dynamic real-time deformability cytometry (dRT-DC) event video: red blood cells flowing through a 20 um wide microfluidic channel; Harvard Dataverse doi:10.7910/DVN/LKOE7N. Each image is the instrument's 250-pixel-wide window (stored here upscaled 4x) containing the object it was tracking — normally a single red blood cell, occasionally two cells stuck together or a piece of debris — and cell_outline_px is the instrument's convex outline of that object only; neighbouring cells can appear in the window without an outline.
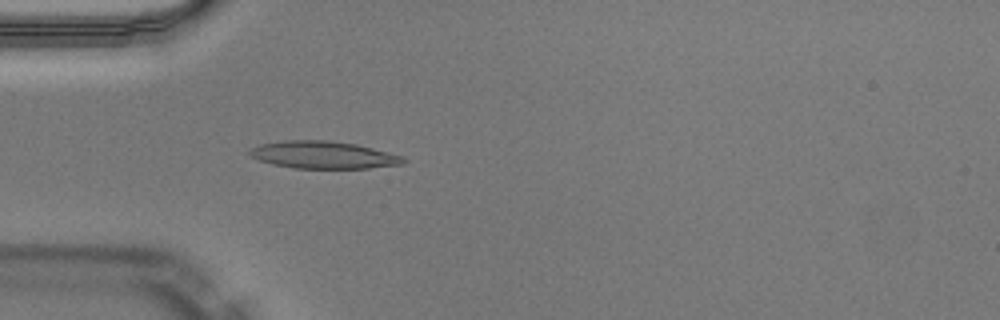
{"species": "Egyptian fruit bat (a non-hibernating species)", "species_latin": "Rousettus aegyptiacus", "temperature_condition": "warm", "stored_images_in_passage": 47, "camera_frame_rate_fps": 3000, "um_per_image_px": 0.085, "animal": {"sex": "male"}, "frame": {"image": 1, "passage_image": 12, "time_ms": 3.667, "image_size_px": [1000, 320], "cell_outline_px": [[408, 160], [404, 164], [368, 168], [296, 168], [272, 164], [260, 160], [252, 156], [248, 152], [252, 148], [260, 144], [284, 140], [324, 140], [356, 144], [404, 156]], "centroid_in_image_um": [27.53, 13.17], "position_along_channel_um": 57.5, "area_um2": 24.39}}
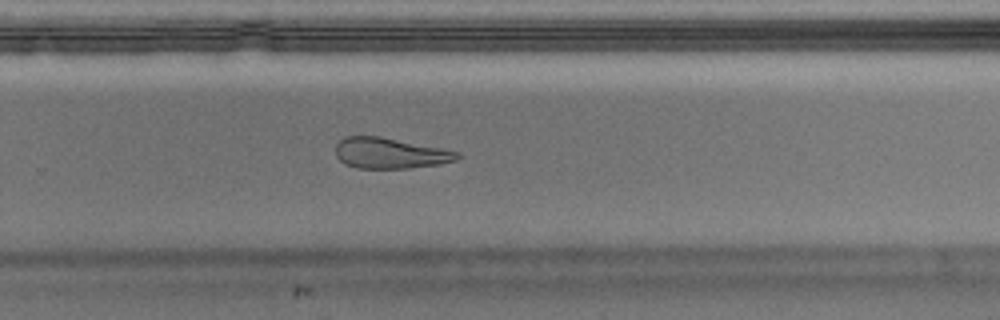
{"frame": {"image": 2, "passage_image": 30, "time_ms": 9.667, "image_size_px": [1000, 320], "cell_outline_px": [[460, 156], [456, 160], [436, 164], [412, 168], [356, 168], [344, 164], [336, 156], [336, 144], [344, 136], [380, 136], [460, 152]], "centroid_in_image_um": [33.11, 13.02], "position_along_channel_um": 296.7, "area_um2": 21.68}}
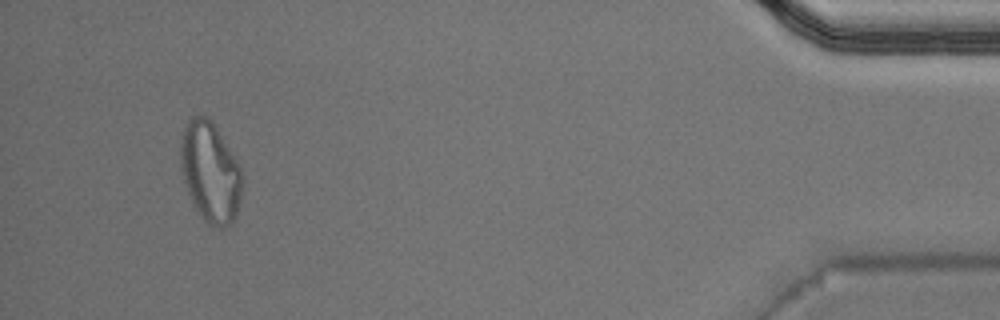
{"frame": {"image": 3, "passage_image": 44, "time_ms": 14.333, "image_size_px": [1000, 320], "cell_outline_px": [[240, 200], [236, 216], [224, 228], [220, 228], [208, 224], [204, 220], [196, 208], [188, 192], [184, 180], [180, 164], [180, 140], [184, 128], [188, 120], [192, 116], [208, 116], [212, 120], [236, 160], [240, 168]], "centroid_in_image_um": [17.84, 14.6], "position_along_channel_um": 417.4, "area_um2": 35.43}, "authors_computed_cell_mechanics": {"area_um2": 23.3512, "velocity_mm_per_s": 4.0464, "shape_relaxation_time_tau1_ms": null, "shape_relaxation_time_tau2_ms": 7.7201, "deformation_change_tau1": null, "deformation_change_tau2": 0.2019}}